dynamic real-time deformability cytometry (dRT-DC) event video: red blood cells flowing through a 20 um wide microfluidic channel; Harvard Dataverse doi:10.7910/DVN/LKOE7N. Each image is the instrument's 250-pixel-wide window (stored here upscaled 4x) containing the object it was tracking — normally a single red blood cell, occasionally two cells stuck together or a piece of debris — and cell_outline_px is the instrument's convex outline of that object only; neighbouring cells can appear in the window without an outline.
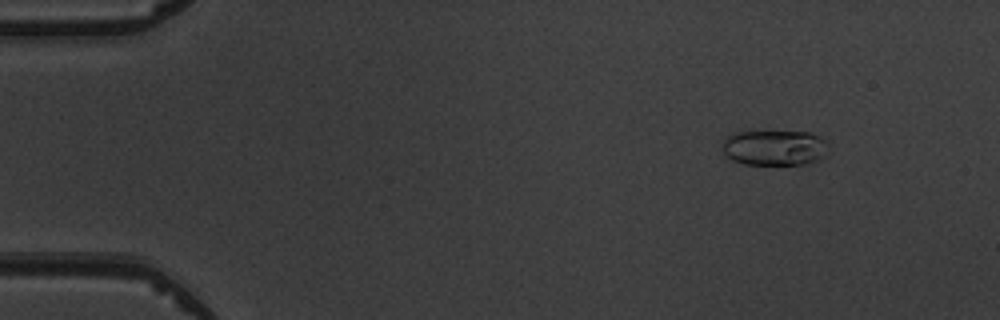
{"species": "common noctule bat (a hibernating species)", "species_latin": "Nyctalus noctula", "temperature_condition": "warm", "stored_images_in_passage": 6, "camera_frame_rate_fps": 3000, "um_per_image_px": 0.085, "animal": {"sex": "male", "body_mass_g": 19.5, "forearm_length_mm": 54.6}, "frame": {"image": 1, "passage_image": 6, "time_ms": 6.333, "image_size_px": [1000, 320], "cell_outline_px": [[828, 156], [820, 160], [804, 164], [744, 164], [732, 160], [724, 152], [724, 140], [732, 132], [808, 132], [824, 136], [828, 140]], "centroid_in_image_um": [65.95, 12.55], "position_along_channel_um": 19.1, "area_um2": 22.2}}